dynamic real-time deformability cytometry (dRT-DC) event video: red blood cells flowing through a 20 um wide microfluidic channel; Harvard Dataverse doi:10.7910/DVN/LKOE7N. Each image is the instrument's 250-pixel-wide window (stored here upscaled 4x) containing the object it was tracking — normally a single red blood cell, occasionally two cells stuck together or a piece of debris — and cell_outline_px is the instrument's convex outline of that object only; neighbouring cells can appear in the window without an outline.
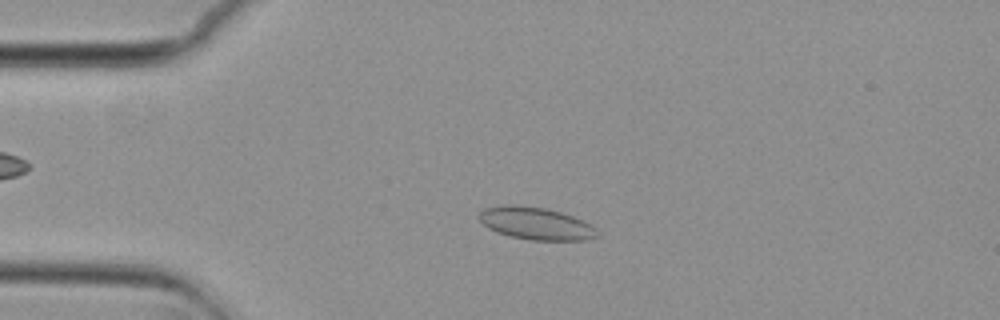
{"species": "common noctule bat (a hibernating species)", "species_latin": "Nyctalus noctula", "temperature_condition": "cold", "stored_images_in_passage": 54, "camera_frame_rate_fps": 3000, "um_per_image_px": 0.085, "animal": {"sex": "female", "body_mass_g": 29.2, "forearm_length_mm": 56.3}, "frame": {"image": 1, "passage_image": 12, "time_ms": 3.667, "image_size_px": [1000, 320], "cell_outline_px": [[600, 236], [588, 240], [532, 240], [512, 236], [496, 232], [488, 228], [476, 216], [484, 208], [500, 204], [516, 204], [548, 208], [584, 220], [592, 224], [600, 232]], "centroid_in_image_um": [45.57, 18.98], "position_along_channel_um": 39.4, "area_um2": 22.77}}
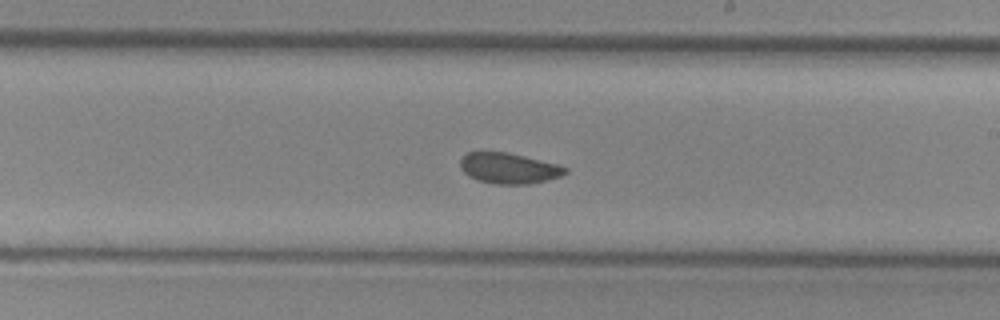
{"frame": {"image": 2, "passage_image": 31, "time_ms": 10.0, "image_size_px": [1000, 320], "cell_outline_px": [[568, 172], [560, 176], [528, 184], [492, 184], [476, 180], [468, 176], [460, 168], [460, 156], [468, 152], [508, 152], [556, 164], [568, 168]], "centroid_in_image_um": [43.19, 14.3], "position_along_channel_um": 245.8, "area_um2": 18.79}}
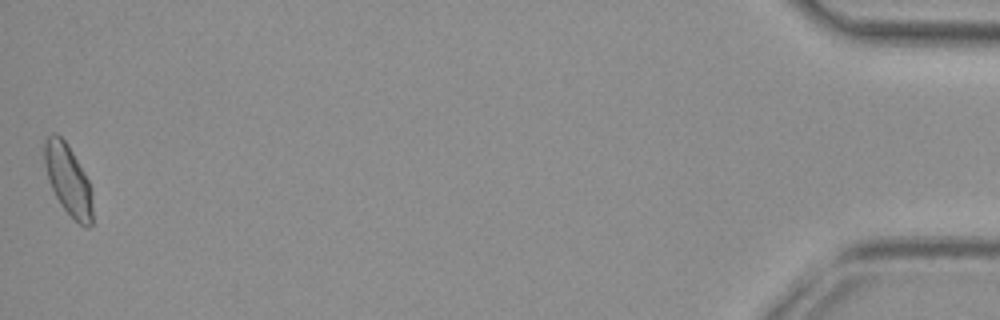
{"frame": {"image": 3, "passage_image": 54, "time_ms": 17.667, "image_size_px": [1000, 320], "cell_outline_px": [[92, 224], [88, 228], [84, 228], [60, 204], [48, 180], [44, 164], [44, 140], [52, 132], [56, 132], [68, 144], [84, 172], [88, 180], [92, 192]], "centroid_in_image_um": [5.79, 15.26], "position_along_channel_um": 429.4, "area_um2": 19.83}, "authors_computed_cell_mechanics": {"area_um2": 19.6809, "velocity_mm_per_s": 3.7158, "shape_relaxation_time_tau1_ms": null, "shape_relaxation_time_tau2_ms": 0.7984, "deformation_change_tau1": null, "deformation_change_tau2": 0.0534}}